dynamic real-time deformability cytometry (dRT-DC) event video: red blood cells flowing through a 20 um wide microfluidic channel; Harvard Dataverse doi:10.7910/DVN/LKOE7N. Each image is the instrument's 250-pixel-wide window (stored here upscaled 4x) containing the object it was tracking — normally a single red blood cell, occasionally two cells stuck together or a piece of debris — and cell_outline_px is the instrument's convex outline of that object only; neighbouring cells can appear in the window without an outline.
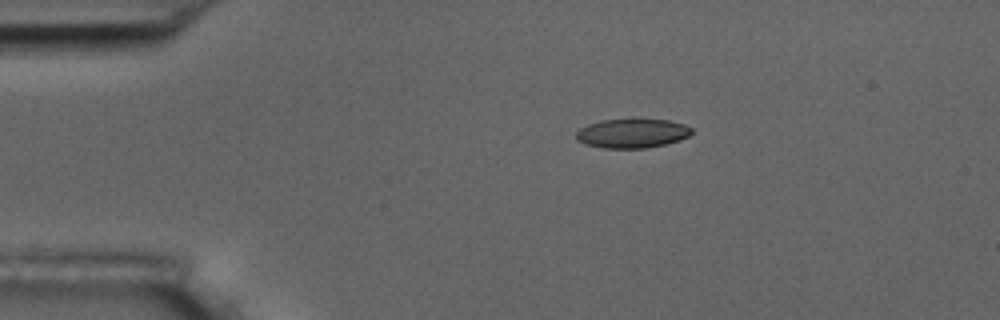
{"species": "common noctule bat (a hibernating species)", "species_latin": "Nyctalus noctula", "temperature_condition": "room temperature", "stored_images_in_passage": 5, "camera_frame_rate_fps": 3000, "um_per_image_px": 0.085, "animal": {"sex": "male", "body_mass_g": 17.5, "forearm_length_mm": 52.3}, "frame": {"image": 1, "passage_image": 1, "time_ms": 0.0, "image_size_px": [1000, 320], "cell_outline_px": [[692, 132], [688, 136], [680, 140], [648, 148], [604, 148], [584, 144], [576, 140], [576, 132], [580, 128], [588, 124], [600, 120], [632, 116], [640, 116], [668, 120], [684, 124], [692, 128]], "centroid_in_image_um": [53.72, 11.28], "position_along_channel_um": 31.3, "area_um2": 20.63}}
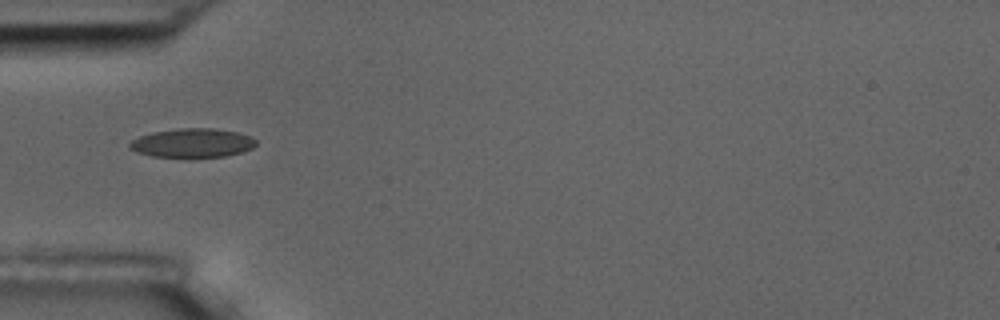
{"frame": {"image": 2, "passage_image": 3, "time_ms": 2.333, "image_size_px": [1000, 320], "cell_outline_px": [[256, 144], [252, 148], [240, 152], [224, 156], [152, 156], [136, 152], [128, 148], [128, 144], [132, 140], [140, 136], [152, 132], [176, 128], [212, 128], [236, 132], [248, 136], [256, 140]], "centroid_in_image_um": [16.3, 12.13], "position_along_channel_um": 68.7, "area_um2": 20.98}}